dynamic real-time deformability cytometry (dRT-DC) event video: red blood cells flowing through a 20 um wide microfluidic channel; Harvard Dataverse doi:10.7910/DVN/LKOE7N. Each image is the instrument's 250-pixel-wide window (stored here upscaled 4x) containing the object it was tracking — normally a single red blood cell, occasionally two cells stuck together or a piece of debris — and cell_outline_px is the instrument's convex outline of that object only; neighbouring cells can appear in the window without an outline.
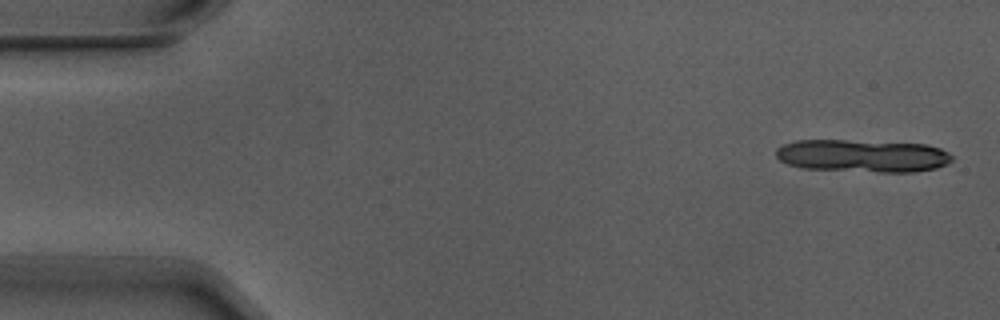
{"species": "Egyptian fruit bat (a non-hibernating species)", "species_latin": "Rousettus aegyptiacus", "temperature_condition": "warm", "stored_images_in_passage": 5, "camera_frame_rate_fps": 3000, "um_per_image_px": 0.085, "animal": {"sex": "male"}, "frame": {"image": 1, "passage_image": 1, "time_ms": 0.0, "image_size_px": [1000, 320], "cell_outline_px": [[952, 160], [948, 164], [936, 168], [912, 172], [880, 172], [804, 168], [788, 164], [780, 160], [776, 156], [776, 148], [784, 144], [796, 140], [844, 140], [928, 144], [940, 148], [948, 152], [952, 156]], "centroid_in_image_um": [73.34, 13.24], "position_along_channel_um": 11.7, "area_um2": 33.52}}